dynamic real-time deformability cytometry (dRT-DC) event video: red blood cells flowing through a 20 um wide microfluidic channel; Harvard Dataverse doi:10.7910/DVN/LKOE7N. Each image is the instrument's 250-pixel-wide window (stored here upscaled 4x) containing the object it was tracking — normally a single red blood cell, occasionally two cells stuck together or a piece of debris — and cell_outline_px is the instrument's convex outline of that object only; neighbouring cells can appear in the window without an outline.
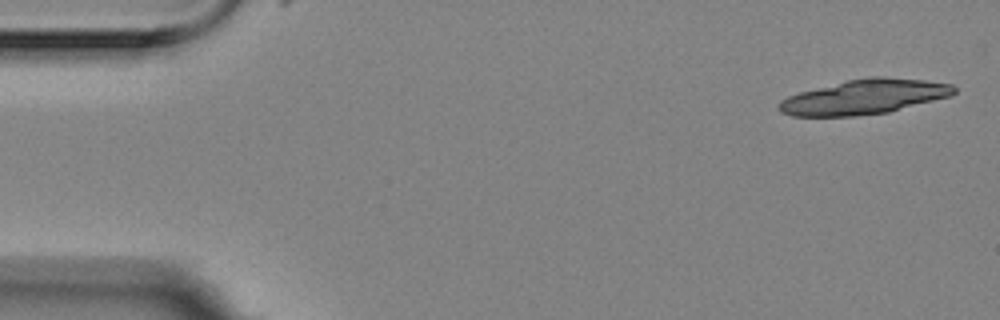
{"species": "Egyptian fruit bat (a non-hibernating species)", "species_latin": "Rousettus aegyptiacus", "temperature_condition": "room temperature", "stored_images_in_passage": 4, "camera_frame_rate_fps": 3000, "um_per_image_px": 0.085, "animal": {"sex": "female"}, "frame": {"image": 1, "passage_image": 1, "time_ms": 0.0, "image_size_px": [1000, 320], "cell_outline_px": [[956, 92], [952, 96], [888, 112], [856, 116], [792, 116], [780, 112], [776, 108], [776, 104], [780, 100], [788, 96], [800, 92], [848, 80], [868, 76], [884, 76], [924, 80], [952, 84], [956, 88]], "centroid_in_image_um": [73.46, 8.24], "position_along_channel_um": 11.5, "area_um2": 35.6}}